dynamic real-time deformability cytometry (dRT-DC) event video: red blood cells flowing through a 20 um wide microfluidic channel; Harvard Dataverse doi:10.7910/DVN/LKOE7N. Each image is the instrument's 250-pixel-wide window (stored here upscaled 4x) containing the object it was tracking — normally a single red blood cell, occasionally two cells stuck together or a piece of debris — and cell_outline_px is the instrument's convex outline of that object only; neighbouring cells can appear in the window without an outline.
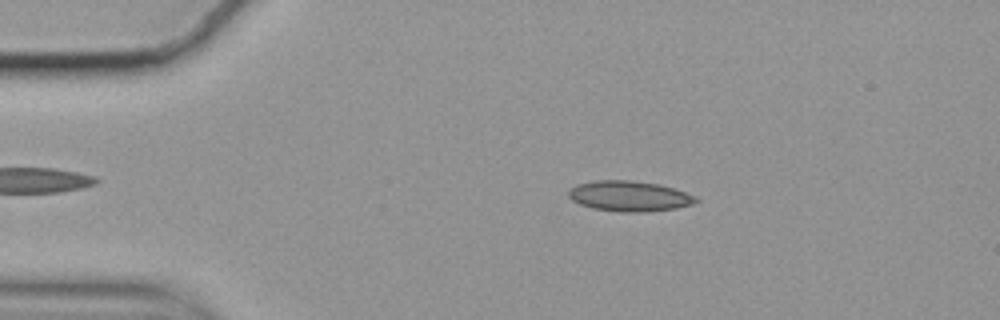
{"species": "common noctule bat (a hibernating species)", "species_latin": "Nyctalus noctula", "temperature_condition": "cold", "stored_images_in_passage": 56, "camera_frame_rate_fps": 3000, "um_per_image_px": 0.085, "animal": {"sex": "female", "body_mass_g": 19.9}, "frame": {"image": 1, "passage_image": 10, "time_ms": 3.0, "image_size_px": [1000, 320], "cell_outline_px": [[700, 200], [692, 204], [676, 208], [640, 212], [624, 212], [592, 208], [580, 204], [572, 200], [568, 196], [568, 192], [576, 184], [596, 180], [632, 180], [656, 184], [672, 188], [696, 196]], "centroid_in_image_um": [53.47, 16.66], "position_along_channel_um": 31.5, "area_um2": 22.37}}
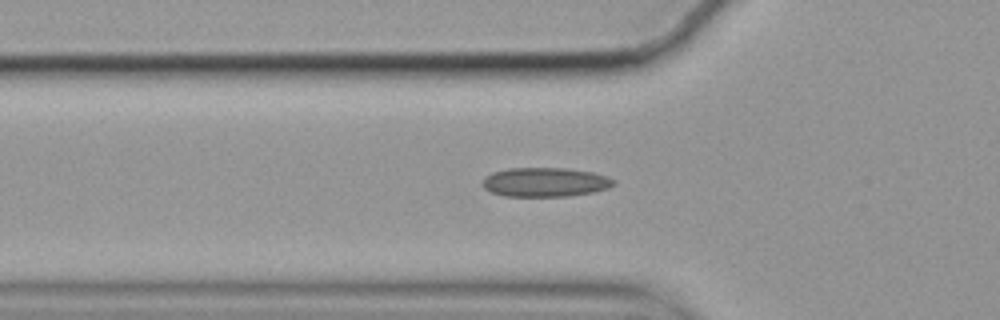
{"frame": {"image": 2, "passage_image": 18, "time_ms": 5.667, "image_size_px": [1000, 320], "cell_outline_px": [[616, 184], [608, 188], [592, 192], [568, 196], [504, 196], [492, 192], [484, 188], [480, 184], [484, 176], [492, 172], [508, 168], [564, 168], [592, 172], [616, 180]], "centroid_in_image_um": [46.29, 15.48], "position_along_channel_um": 79.5, "area_um2": 22.37}}
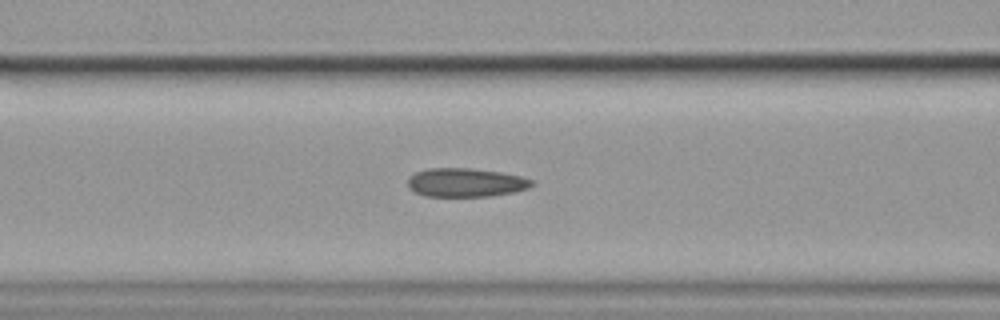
{"frame": {"image": 3, "passage_image": 22, "time_ms": 7.0, "image_size_px": [1000, 320], "cell_outline_px": [[536, 184], [528, 188], [512, 192], [492, 196], [424, 196], [408, 188], [408, 176], [416, 172], [428, 168], [468, 168], [500, 172], [520, 176], [532, 180]], "centroid_in_image_um": [39.57, 15.51], "position_along_channel_um": 127.0, "area_um2": 20.75}, "authors_computed_cell_mechanics": {"area_um2": 20.7791, "velocity_mm_per_s": 3.5225, "shape_relaxation_time_tau1_ms": null, "shape_relaxation_time_tau2_ms": 2.9723, "deformation_change_tau1": null, "deformation_change_tau2": 0.0976}}